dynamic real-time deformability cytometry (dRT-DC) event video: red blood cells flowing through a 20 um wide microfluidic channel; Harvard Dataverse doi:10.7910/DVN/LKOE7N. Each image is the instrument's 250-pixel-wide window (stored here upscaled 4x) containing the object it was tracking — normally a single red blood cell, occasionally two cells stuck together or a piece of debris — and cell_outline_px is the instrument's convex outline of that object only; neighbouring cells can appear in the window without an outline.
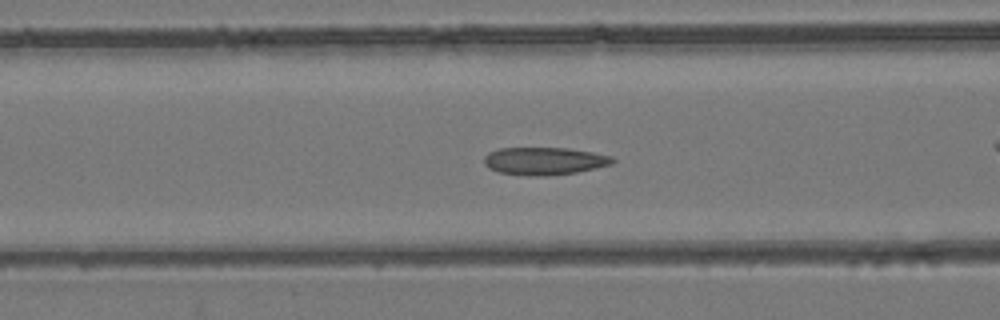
{"species": "common noctule bat (a hibernating species)", "species_latin": "Nyctalus noctula", "temperature_condition": "room temperature", "stored_images_in_passage": 54, "camera_frame_rate_fps": 3000, "um_per_image_px": 0.085, "animal": {"sex": "female", "body_mass_g": 24.6, "forearm_length_mm": 56.2}, "frame": {"image": 1, "passage_image": 21, "time_ms": 6.667, "image_size_px": [1000, 320], "cell_outline_px": [[616, 160], [612, 164], [596, 168], [576, 172], [544, 176], [532, 176], [500, 172], [488, 168], [484, 164], [484, 156], [488, 152], [500, 148], [568, 148], [592, 152], [612, 156]], "centroid_in_image_um": [46.27, 13.68], "position_along_channel_um": 120.3, "area_um2": 20.69}}
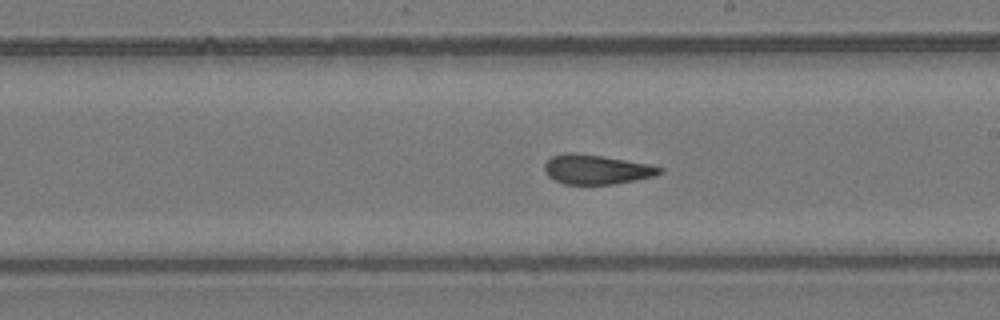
{"frame": {"image": 2, "passage_image": 30, "time_ms": 9.667, "image_size_px": [1000, 320], "cell_outline_px": [[664, 172], [656, 176], [636, 180], [612, 184], [564, 184], [548, 176], [544, 172], [544, 164], [552, 156], [568, 152], [572, 152], [604, 156], [648, 164], [664, 168]], "centroid_in_image_um": [50.72, 14.4], "position_along_channel_um": 238.3, "area_um2": 19.88}}
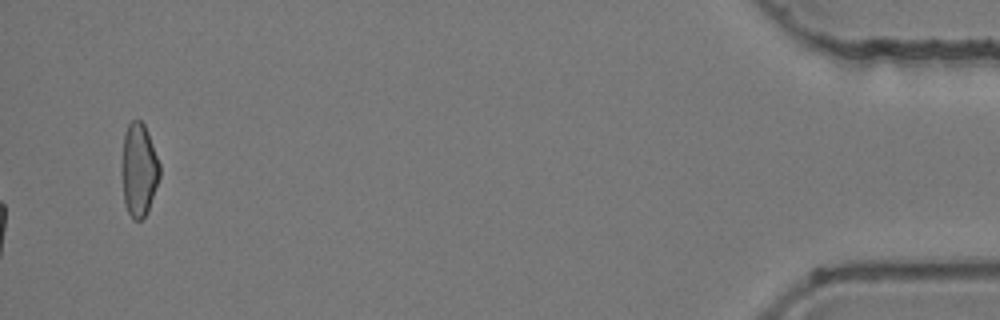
{"frame": {"image": 3, "passage_image": 54, "time_ms": 17.667, "image_size_px": [1000, 320], "cell_outline_px": [[160, 176], [148, 212], [140, 220], [132, 220], [124, 204], [120, 172], [120, 164], [124, 132], [128, 124], [132, 120], [140, 120], [144, 124], [148, 132], [160, 164]], "centroid_in_image_um": [11.77, 14.44], "position_along_channel_um": 423.4, "area_um2": 21.21}, "authors_computed_cell_mechanics": {"area_um2": 20.6635, "velocity_mm_per_s": 3.9231, "shape_relaxation_time_tau1_ms": null, "shape_relaxation_time_tau2_ms": 1.3301, "deformation_change_tau1": null, "deformation_change_tau2": 0.0747}}